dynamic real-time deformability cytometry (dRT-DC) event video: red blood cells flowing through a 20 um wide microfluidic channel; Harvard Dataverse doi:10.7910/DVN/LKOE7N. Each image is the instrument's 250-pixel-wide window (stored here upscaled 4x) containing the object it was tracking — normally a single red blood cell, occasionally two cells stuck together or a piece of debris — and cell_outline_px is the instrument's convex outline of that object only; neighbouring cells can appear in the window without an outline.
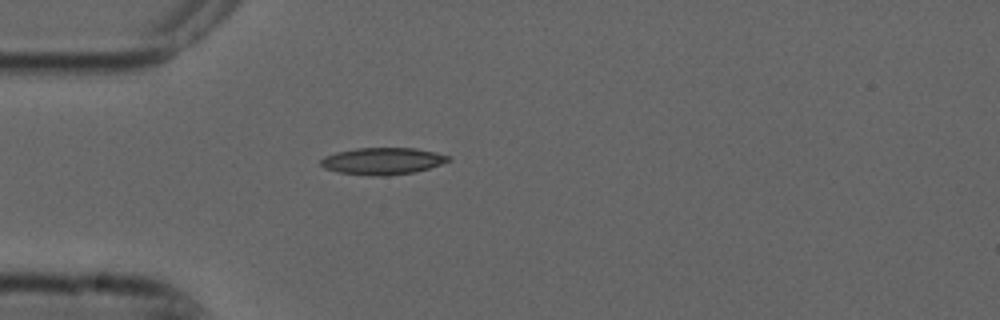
{"species": "common noctule bat (a hibernating species)", "species_latin": "Nyctalus noctula", "temperature_condition": "cold", "stored_images_in_passage": 1, "camera_frame_rate_fps": 3000, "um_per_image_px": 0.085, "animal": {"sex": "male", "forearm_length_mm": 52.5}, "frame": {"image": 1, "passage_image": 1, "time_ms": 0.0, "image_size_px": [1000, 320], "cell_outline_px": [[452, 160], [416, 172], [388, 176], [368, 176], [336, 172], [324, 168], [320, 164], [320, 160], [324, 156], [336, 152], [356, 148], [416, 148], [436, 152], [448, 156]], "centroid_in_image_um": [32.49, 13.7], "position_along_channel_um": 52.5, "area_um2": 20.23}}